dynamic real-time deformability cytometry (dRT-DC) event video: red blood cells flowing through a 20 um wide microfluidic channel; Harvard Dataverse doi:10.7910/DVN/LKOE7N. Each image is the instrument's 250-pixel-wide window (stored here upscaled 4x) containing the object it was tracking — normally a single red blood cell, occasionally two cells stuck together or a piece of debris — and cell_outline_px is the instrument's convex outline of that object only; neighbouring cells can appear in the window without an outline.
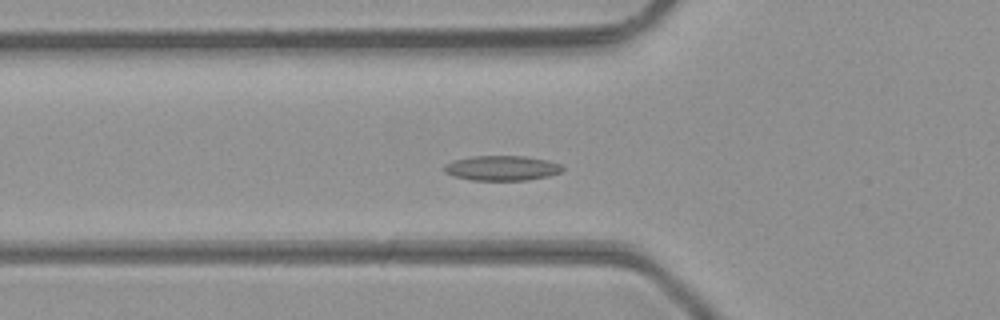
{"species": "common noctule bat (a hibernating species)", "species_latin": "Nyctalus noctula", "temperature_condition": "room temperature", "stored_images_in_passage": 49, "camera_frame_rate_fps": 3000, "um_per_image_px": 0.085, "animal": {"sex": "male", "body_mass_g": 23.1, "forearm_length_mm": 52.7}, "frame": {"image": 1, "passage_image": 18, "time_ms": 5.667, "image_size_px": [1000, 320], "cell_outline_px": [[564, 168], [560, 172], [548, 176], [528, 180], [472, 180], [456, 176], [444, 172], [440, 168], [444, 164], [452, 160], [468, 156], [524, 156], [548, 160], [560, 164]], "centroid_in_image_um": [42.6, 14.28], "position_along_channel_um": 83.2, "area_um2": 17.34}}
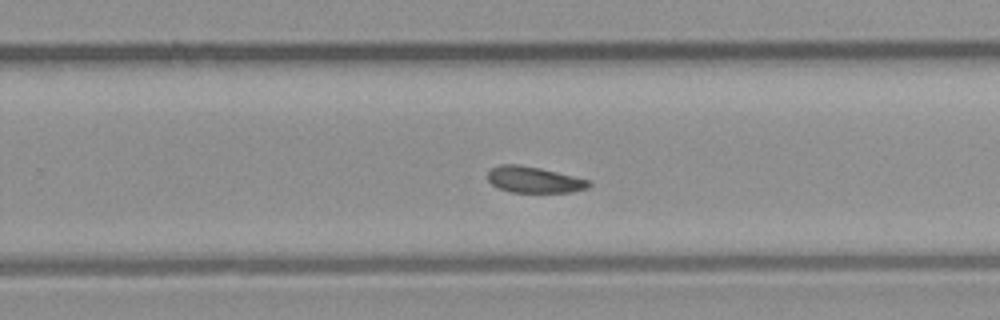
{"frame": {"image": 2, "passage_image": 32, "time_ms": 10.333, "image_size_px": [1000, 320], "cell_outline_px": [[592, 184], [588, 188], [572, 192], [512, 192], [500, 188], [492, 184], [488, 180], [488, 172], [492, 168], [500, 164], [520, 164], [540, 168], [592, 180]], "centroid_in_image_um": [45.44, 15.27], "position_along_channel_um": 284.4, "area_um2": 15.49}}
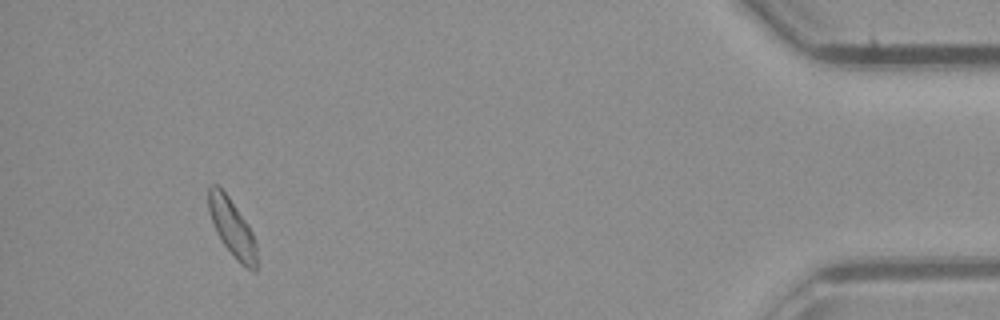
{"frame": {"image": 3, "passage_image": 46, "time_ms": 15.0, "image_size_px": [1000, 320], "cell_outline_px": [[256, 272], [252, 272], [240, 264], [236, 260], [220, 240], [216, 232], [208, 212], [208, 188], [212, 184], [216, 184], [228, 196], [252, 232], [256, 240]], "centroid_in_image_um": [19.71, 19.4], "position_along_channel_um": 415.5, "area_um2": 16.13}, "authors_computed_cell_mechanics": {"area_um2": 16.2996, "velocity_mm_per_s": 4.2928, "shape_relaxation_time_tau1_ms": 9.6086, "shape_relaxation_time_tau2_ms": null, "deformation_change_tau1": 0.1283, "deformation_change_tau2": null}}